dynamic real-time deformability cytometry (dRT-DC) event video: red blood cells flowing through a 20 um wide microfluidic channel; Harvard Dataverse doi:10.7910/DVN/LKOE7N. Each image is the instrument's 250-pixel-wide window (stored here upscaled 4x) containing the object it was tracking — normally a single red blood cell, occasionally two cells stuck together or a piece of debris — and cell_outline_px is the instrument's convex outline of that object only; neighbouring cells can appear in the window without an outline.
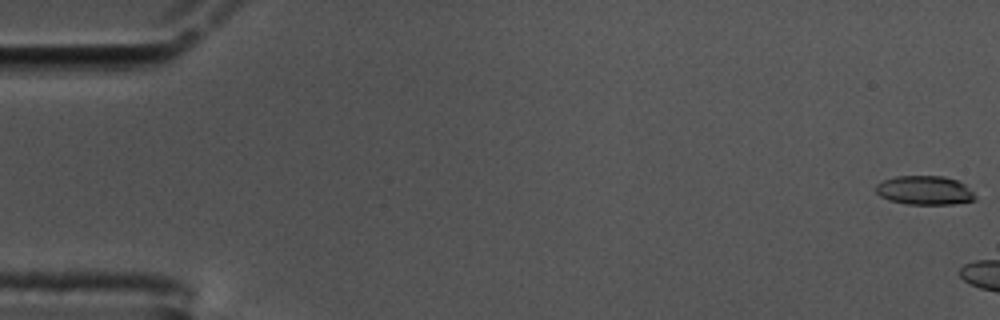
{"species": "common noctule bat (a hibernating species)", "species_latin": "Nyctalus noctula", "temperature_condition": "cold", "stored_images_in_passage": 6, "camera_frame_rate_fps": 3000, "um_per_image_px": 0.085, "animal": {"sex": "male", "body_mass_g": 17.5, "forearm_length_mm": 52.3}, "frame": {"image": 1, "passage_image": 1, "time_ms": 0.0, "image_size_px": [1000, 320], "cell_outline_px": [[976, 200], [952, 204], [908, 204], [888, 200], [880, 196], [876, 192], [876, 184], [884, 180], [896, 176], [944, 176], [960, 180], [976, 196]], "centroid_in_image_um": [78.6, 16.17], "position_along_channel_um": 6.4, "area_um2": 16.82}}